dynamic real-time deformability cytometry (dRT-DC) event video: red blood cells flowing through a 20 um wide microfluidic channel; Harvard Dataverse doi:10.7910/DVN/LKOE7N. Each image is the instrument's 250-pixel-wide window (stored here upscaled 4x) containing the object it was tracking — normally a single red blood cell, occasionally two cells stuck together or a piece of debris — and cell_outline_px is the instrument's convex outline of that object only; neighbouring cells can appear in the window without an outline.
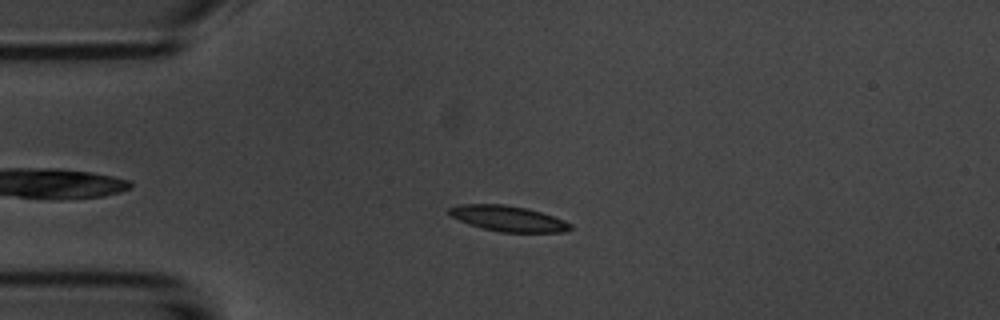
{"species": "common noctule bat (a hibernating species)", "species_latin": "Nyctalus noctula", "temperature_condition": "room temperature", "stored_images_in_passage": 45, "camera_frame_rate_fps": 3000, "um_per_image_px": 0.085, "animal": {"sex": "male", "body_mass_g": 20.1, "forearm_length_mm": 53.5}, "frame": {"image": 1, "passage_image": 9, "time_ms": 2.667, "image_size_px": [1000, 320], "cell_outline_px": [[572, 228], [564, 232], [500, 232], [468, 224], [452, 216], [448, 212], [448, 208], [460, 204], [504, 204], [528, 208], [564, 220], [572, 224]], "centroid_in_image_um": [43.19, 18.57], "position_along_channel_um": 41.8, "area_um2": 17.98}}
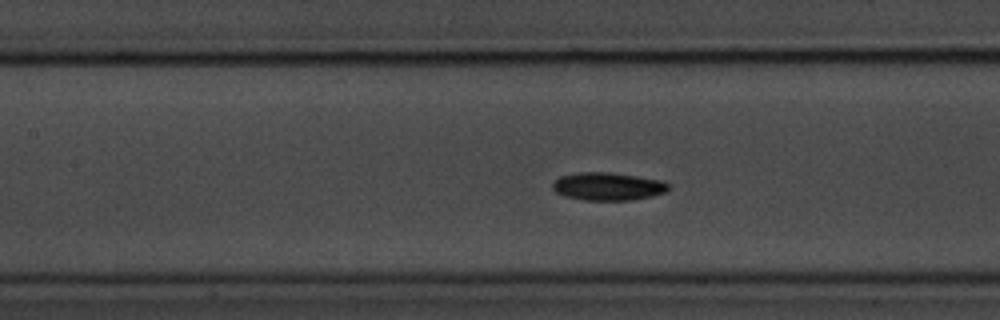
{"frame": {"image": 2, "passage_image": 20, "time_ms": 6.333, "image_size_px": [1000, 320], "cell_outline_px": [[668, 188], [664, 192], [652, 196], [628, 200], [584, 200], [564, 196], [556, 192], [552, 188], [552, 184], [560, 176], [576, 172], [608, 172], [636, 176], [660, 180], [668, 184]], "centroid_in_image_um": [51.61, 15.84], "position_along_channel_um": 155.8, "area_um2": 18.67}}
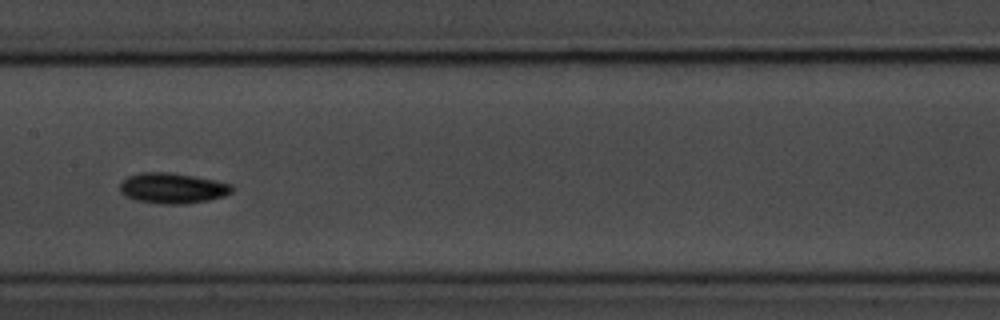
{"frame": {"image": 3, "passage_image": 23, "time_ms": 7.333, "image_size_px": [1000, 320], "cell_outline_px": [[232, 192], [224, 196], [208, 200], [184, 204], [160, 204], [136, 200], [124, 196], [120, 192], [120, 184], [128, 176], [140, 172], [168, 172], [216, 180], [232, 184]], "centroid_in_image_um": [14.65, 16.0], "position_along_channel_um": 192.8, "area_um2": 19.94}, "authors_computed_cell_mechanics": {"area_um2": 17.918, "velocity_mm_per_s": 3.7096, "shape_relaxation_time_tau1_ms": 1.7435, "shape_relaxation_time_tau2_ms": null, "deformation_change_tau1": 0.087, "deformation_change_tau2": null}}